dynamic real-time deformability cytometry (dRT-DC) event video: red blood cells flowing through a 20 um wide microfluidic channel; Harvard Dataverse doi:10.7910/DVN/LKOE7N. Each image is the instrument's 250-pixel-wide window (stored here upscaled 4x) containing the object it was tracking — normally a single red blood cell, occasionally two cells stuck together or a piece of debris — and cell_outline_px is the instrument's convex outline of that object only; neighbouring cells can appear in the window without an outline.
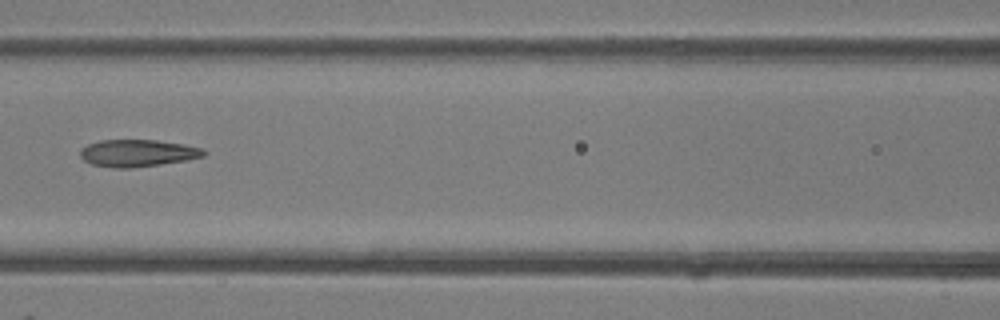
{"species": "common noctule bat (a hibernating species)", "species_latin": "Nyctalus noctula", "temperature_condition": "room temperature", "stored_images_in_passage": 5, "camera_frame_rate_fps": 3000, "um_per_image_px": 0.085, "animal": {"sex": "female"}, "frame": {"image": 1, "passage_image": 5, "time_ms": 4.667, "image_size_px": [1000, 320], "cell_outline_px": [[208, 152], [204, 156], [188, 160], [132, 168], [112, 168], [92, 164], [84, 160], [80, 156], [80, 148], [88, 144], [100, 140], [156, 140], [184, 144], [200, 148]], "centroid_in_image_um": [11.69, 13.01], "position_along_channel_um": 154.9, "area_um2": 19.59}}